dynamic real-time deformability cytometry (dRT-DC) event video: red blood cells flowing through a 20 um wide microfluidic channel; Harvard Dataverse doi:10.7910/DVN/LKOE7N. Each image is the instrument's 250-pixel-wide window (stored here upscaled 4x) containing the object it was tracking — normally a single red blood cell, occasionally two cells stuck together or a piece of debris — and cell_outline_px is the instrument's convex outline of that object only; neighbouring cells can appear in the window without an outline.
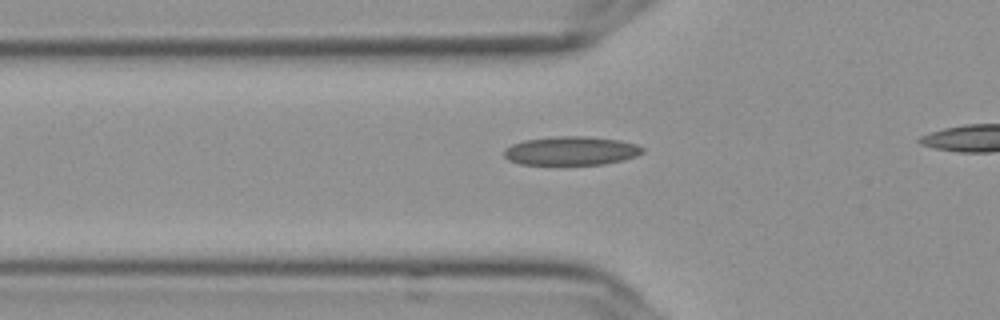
{"species": "Egyptian fruit bat (a non-hibernating species)", "species_latin": "Rousettus aegyptiacus", "temperature_condition": "cold", "stored_images_in_passage": 38, "camera_frame_rate_fps": 3000, "um_per_image_px": 0.085, "frame": {"image": 1, "passage_image": 11, "time_ms": 3.333, "image_size_px": [1000, 320], "cell_outline_px": [[644, 152], [636, 156], [624, 160], [604, 164], [520, 164], [508, 160], [504, 156], [504, 152], [512, 144], [524, 140], [556, 136], [584, 136], [620, 140], [636, 144], [644, 148]], "centroid_in_image_um": [48.58, 12.81], "position_along_channel_um": 77.2, "area_um2": 23.12}}
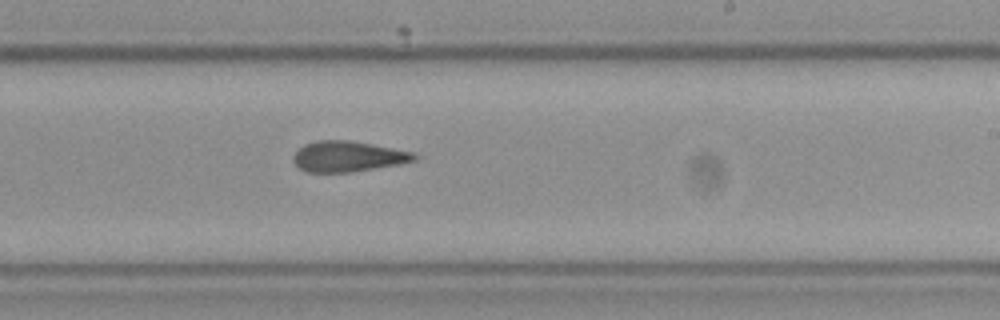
{"frame": {"image": 2, "passage_image": 26, "time_ms": 8.333, "image_size_px": [1000, 320], "cell_outline_px": [[420, 156], [416, 160], [400, 164], [352, 172], [304, 172], [292, 160], [292, 156], [304, 144], [316, 140], [348, 140], [372, 144], [412, 152]], "centroid_in_image_um": [29.57, 13.3], "position_along_channel_um": 259.4, "area_um2": 21.62}}
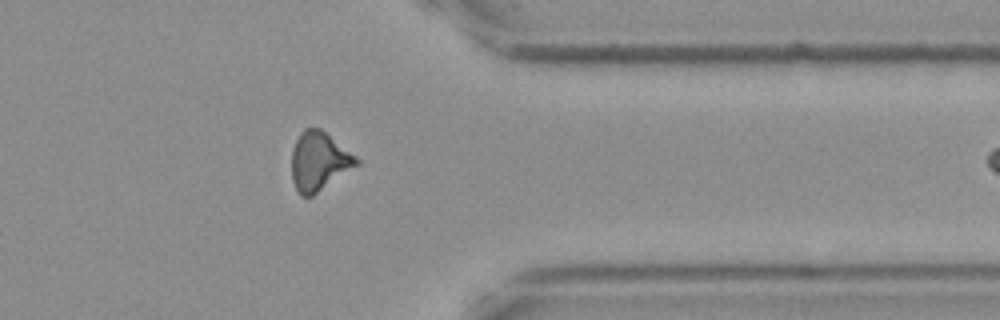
{"frame": {"image": 3, "passage_image": 37, "time_ms": 12.0, "image_size_px": [1000, 320], "cell_outline_px": [[360, 164], [312, 196], [300, 196], [292, 180], [292, 148], [300, 132], [304, 128], [320, 128], [356, 156], [360, 160]], "centroid_in_image_um": [27.11, 13.71], "position_along_channel_um": 384.3, "area_um2": 22.14}}